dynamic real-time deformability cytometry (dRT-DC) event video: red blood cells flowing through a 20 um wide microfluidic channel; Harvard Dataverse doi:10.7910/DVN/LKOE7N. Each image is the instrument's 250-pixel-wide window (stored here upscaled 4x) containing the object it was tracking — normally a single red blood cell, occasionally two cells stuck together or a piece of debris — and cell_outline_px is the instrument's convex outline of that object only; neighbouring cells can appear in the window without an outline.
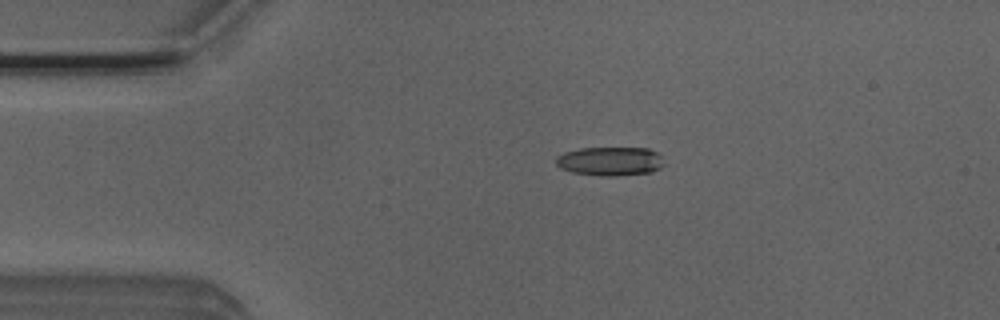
{"species": "Egyptian fruit bat (a non-hibernating species)", "species_latin": "Rousettus aegyptiacus", "temperature_condition": "room temperature", "stored_images_in_passage": 4, "camera_frame_rate_fps": 3000, "um_per_image_px": 0.085, "animal": {"sex": "male"}, "frame": {"image": 1, "passage_image": 3, "time_ms": 0.667, "image_size_px": [1000, 320], "cell_outline_px": [[664, 164], [660, 168], [652, 172], [616, 176], [600, 176], [572, 172], [560, 168], [556, 164], [556, 156], [564, 152], [580, 148], [648, 148], [656, 152], [660, 156]], "centroid_in_image_um": [51.84, 13.71], "position_along_channel_um": 33.2, "area_um2": 18.26}}